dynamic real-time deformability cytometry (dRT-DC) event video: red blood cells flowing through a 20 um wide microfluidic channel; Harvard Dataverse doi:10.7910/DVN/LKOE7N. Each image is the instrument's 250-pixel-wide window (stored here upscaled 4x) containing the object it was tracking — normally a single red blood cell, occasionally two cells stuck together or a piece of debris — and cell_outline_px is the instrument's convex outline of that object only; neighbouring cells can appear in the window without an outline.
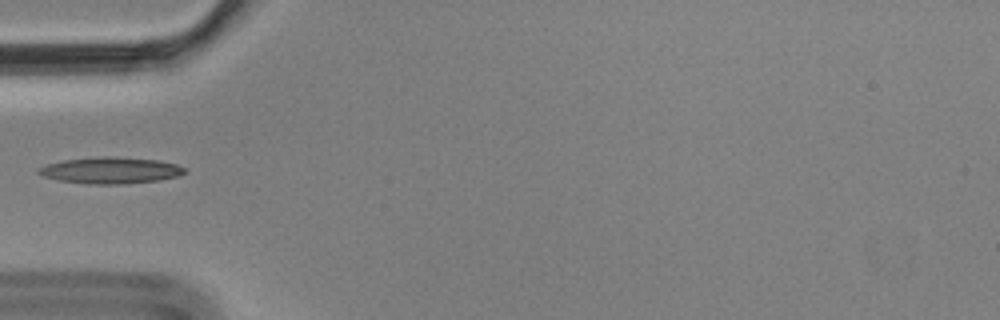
{"species": "Egyptian fruit bat (a non-hibernating species)", "species_latin": "Rousettus aegyptiacus", "temperature_condition": "cold", "stored_images_in_passage": 1, "camera_frame_rate_fps": 3000, "um_per_image_px": 0.085, "animal": {"sex": "male"}, "frame": {"image": 1, "passage_image": 1, "time_ms": 0.0, "image_size_px": [1000, 320], "cell_outline_px": [[184, 172], [176, 176], [160, 180], [124, 184], [88, 184], [60, 180], [40, 176], [36, 172], [36, 168], [48, 164], [64, 160], [104, 156], [112, 156], [156, 160], [176, 164], [184, 168]], "centroid_in_image_um": [9.33, 14.48], "position_along_channel_um": 75.7, "area_um2": 22.37}}